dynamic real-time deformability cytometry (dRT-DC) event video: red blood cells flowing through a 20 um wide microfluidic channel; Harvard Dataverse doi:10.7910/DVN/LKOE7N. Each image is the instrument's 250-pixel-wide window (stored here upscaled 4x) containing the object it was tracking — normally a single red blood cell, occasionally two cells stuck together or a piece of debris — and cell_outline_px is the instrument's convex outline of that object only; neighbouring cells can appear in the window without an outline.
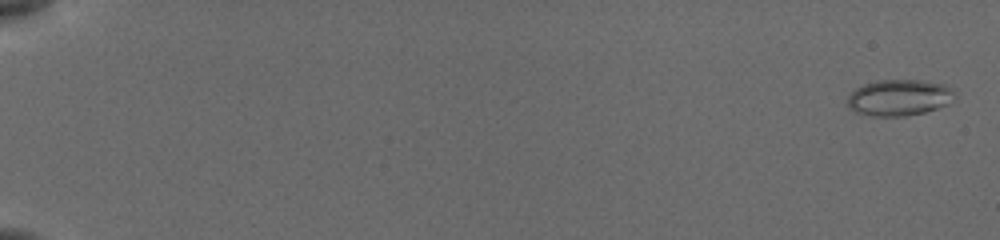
{"species": "common noctule bat (a hibernating species)", "species_latin": "Nyctalus noctula", "temperature_condition": "cold", "stored_images_in_passage": 55, "camera_frame_rate_fps": 3000, "um_per_image_px": 0.085, "animal": {"sex": "female", "body_mass_g": 19.5, "forearm_length_mm": 54.1}, "frame": {"image": 1, "passage_image": 2, "time_ms": 0.333, "image_size_px": [1000, 240], "cell_outline_px": [[956, 100], [948, 104], [924, 112], [908, 116], [872, 116], [856, 112], [848, 108], [844, 104], [848, 96], [856, 88], [864, 84], [876, 80], [920, 80], [944, 84], [952, 88], [956, 96]], "centroid_in_image_um": [76.42, 8.3], "position_along_channel_um": 8.6, "area_um2": 23.0}}
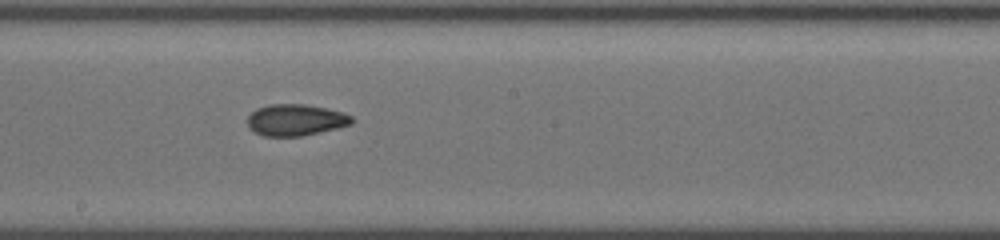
{"frame": {"image": 2, "passage_image": 34, "time_ms": 11.0, "image_size_px": [1000, 240], "cell_outline_px": [[352, 124], [320, 132], [300, 136], [264, 136], [252, 132], [248, 128], [248, 116], [256, 108], [268, 104], [304, 104], [324, 108], [340, 112], [352, 116]], "centroid_in_image_um": [25.06, 10.2], "position_along_channel_um": 223.1, "area_um2": 19.07}}
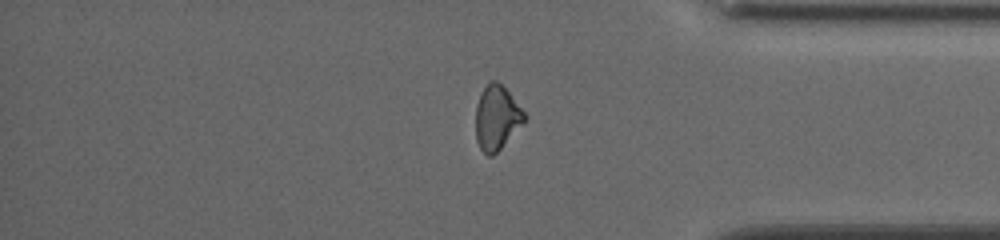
{"frame": {"image": 3, "passage_image": 48, "time_ms": 15.667, "image_size_px": [1000, 240], "cell_outline_px": [[528, 116], [500, 148], [492, 156], [488, 156], [480, 148], [476, 140], [476, 104], [484, 88], [492, 80], [496, 80], [508, 92]], "centroid_in_image_um": [42.2, 10.0], "position_along_channel_um": 393.0, "area_um2": 17.74}}